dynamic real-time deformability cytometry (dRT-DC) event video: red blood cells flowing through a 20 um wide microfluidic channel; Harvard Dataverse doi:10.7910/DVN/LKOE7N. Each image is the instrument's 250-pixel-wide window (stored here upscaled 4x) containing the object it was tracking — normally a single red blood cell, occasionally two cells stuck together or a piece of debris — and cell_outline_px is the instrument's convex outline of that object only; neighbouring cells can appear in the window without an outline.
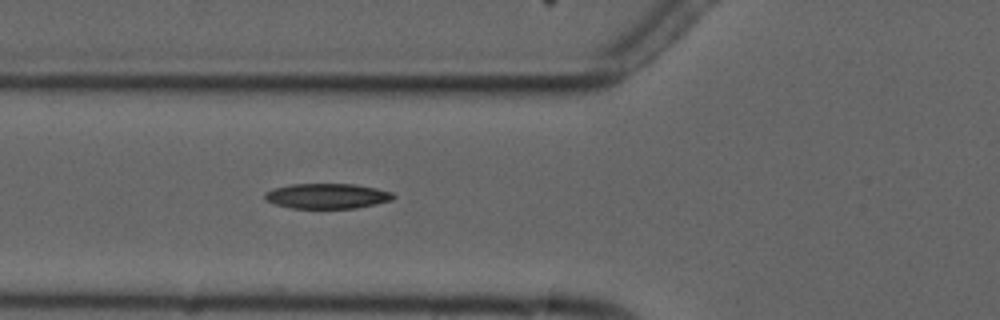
{"species": "common noctule bat (a hibernating species)", "species_latin": "Nyctalus noctula", "temperature_condition": "cold", "stored_images_in_passage": 3, "camera_frame_rate_fps": 3000, "um_per_image_px": 0.085, "animal": {"sex": "male", "forearm_length_mm": 52.5}, "frame": {"image": 1, "passage_image": 3, "time_ms": 2.333, "image_size_px": [1000, 320], "cell_outline_px": [[396, 196], [392, 200], [376, 204], [356, 208], [292, 208], [276, 204], [264, 200], [264, 192], [272, 188], [292, 184], [356, 184], [376, 188], [392, 192]], "centroid_in_image_um": [27.8, 16.66], "position_along_channel_um": 98.0, "area_um2": 18.96}}